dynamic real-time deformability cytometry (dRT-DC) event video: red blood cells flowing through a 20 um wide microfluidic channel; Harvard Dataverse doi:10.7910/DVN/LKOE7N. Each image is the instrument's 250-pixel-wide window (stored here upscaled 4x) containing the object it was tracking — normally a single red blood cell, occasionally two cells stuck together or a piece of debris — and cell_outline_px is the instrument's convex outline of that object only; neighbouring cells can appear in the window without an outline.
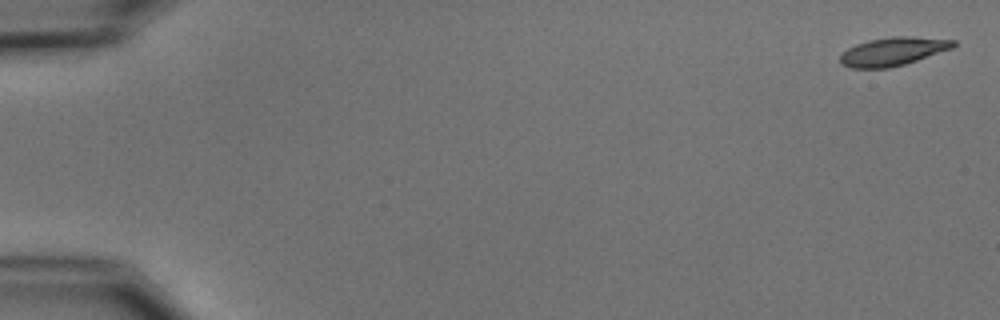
{"species": "common noctule bat (a hibernating species)", "species_latin": "Nyctalus noctula", "temperature_condition": "cold", "stored_images_in_passage": 10, "camera_frame_rate_fps": 3000, "um_per_image_px": 0.085, "animal": {"sex": "male", "body_mass_g": 15.6}, "frame": {"image": 1, "passage_image": 1, "time_ms": 0.0, "image_size_px": [1000, 320], "cell_outline_px": [[956, 44], [952, 48], [904, 64], [888, 68], [852, 68], [840, 64], [840, 56], [848, 48], [856, 44], [868, 40], [892, 36], [912, 36], [956, 40]], "centroid_in_image_um": [75.89, 4.36], "position_along_channel_um": 9.1, "area_um2": 18.61}}
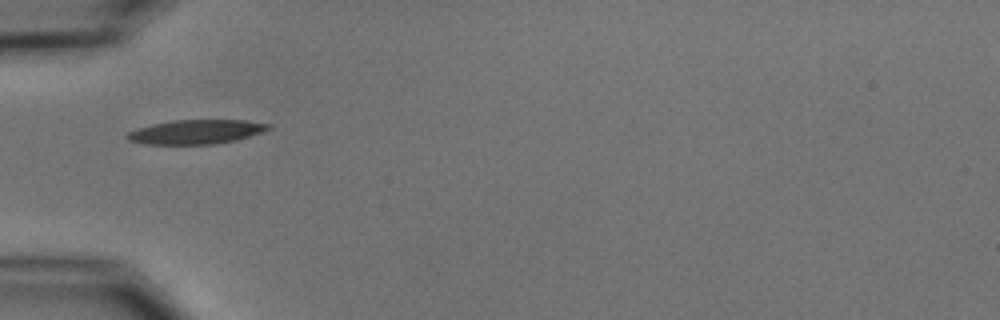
{"frame": {"image": 2, "passage_image": 5, "time_ms": 5.667, "image_size_px": [1000, 320], "cell_outline_px": [[272, 128], [236, 140], [216, 144], [148, 144], [128, 140], [124, 136], [128, 132], [152, 124], [172, 120], [244, 120], [272, 124]], "centroid_in_image_um": [16.68, 11.2], "position_along_channel_um": 68.3, "area_um2": 19.83}}